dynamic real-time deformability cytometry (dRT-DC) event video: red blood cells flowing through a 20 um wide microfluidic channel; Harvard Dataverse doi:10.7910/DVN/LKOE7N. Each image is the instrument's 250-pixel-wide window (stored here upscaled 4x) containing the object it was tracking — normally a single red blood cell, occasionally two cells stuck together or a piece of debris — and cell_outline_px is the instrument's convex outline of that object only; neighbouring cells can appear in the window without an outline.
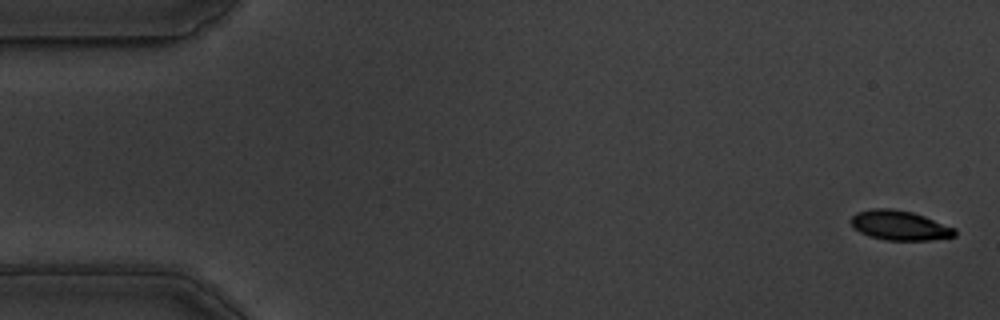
{"species": "common noctule bat (a hibernating species)", "species_latin": "Nyctalus noctula", "temperature_condition": "warm", "stored_images_in_passage": 57, "camera_frame_rate_fps": 3000, "um_per_image_px": 0.085, "animal": {"sex": "male", "body_mass_g": 19.5, "forearm_length_mm": 54.6}, "frame": {"image": 1, "passage_image": 1, "time_ms": 0.0, "image_size_px": [1000, 320], "cell_outline_px": [[956, 236], [932, 240], [884, 240], [868, 236], [852, 228], [848, 220], [856, 212], [872, 208], [892, 208], [912, 212], [924, 216], [956, 228]], "centroid_in_image_um": [76.43, 19.15], "position_along_channel_um": 8.6, "area_um2": 18.26}}
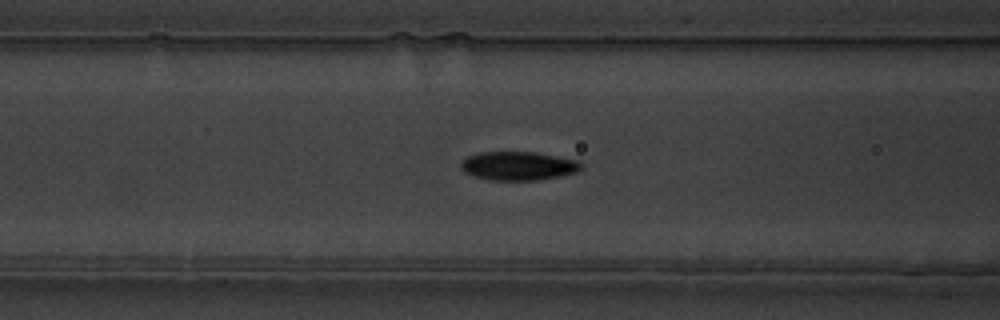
{"frame": {"image": 2, "passage_image": 22, "time_ms": 7.0, "image_size_px": [1000, 320], "cell_outline_px": [[584, 164], [576, 172], [560, 176], [536, 180], [488, 180], [472, 176], [464, 172], [460, 168], [460, 164], [468, 156], [480, 152], [536, 152], [580, 160]], "centroid_in_image_um": [44.06, 14.1], "position_along_channel_um": 122.5, "area_um2": 20.29}}
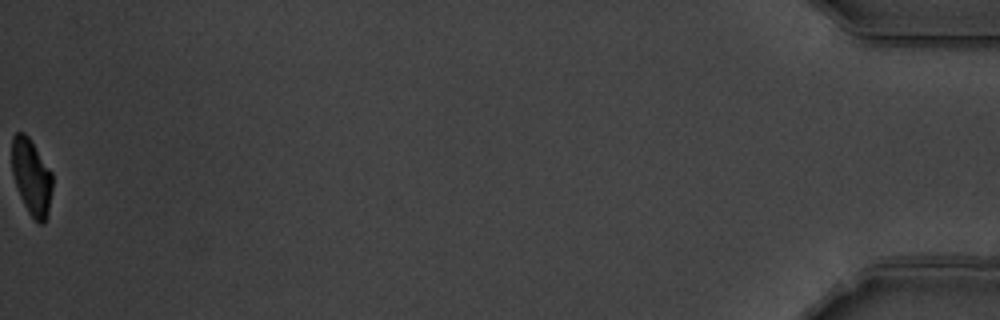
{"frame": {"image": 3, "passage_image": 57, "time_ms": 18.667, "image_size_px": [1000, 320], "cell_outline_px": [[52, 188], [48, 216], [44, 224], [40, 224], [28, 212], [20, 196], [12, 172], [12, 136], [16, 132], [24, 132], [28, 136], [52, 172]], "centroid_in_image_um": [2.69, 15.04], "position_along_channel_um": 432.5, "area_um2": 17.92}, "authors_computed_cell_mechanics": {"area_um2": 19.8832, "velocity_mm_per_s": 3.5427, "shape_relaxation_time_tau1_ms": 3.3632, "shape_relaxation_time_tau2_ms": 2.1844, "deformation_change_tau1": 0.1462, "deformation_change_tau2": 0.0625}}